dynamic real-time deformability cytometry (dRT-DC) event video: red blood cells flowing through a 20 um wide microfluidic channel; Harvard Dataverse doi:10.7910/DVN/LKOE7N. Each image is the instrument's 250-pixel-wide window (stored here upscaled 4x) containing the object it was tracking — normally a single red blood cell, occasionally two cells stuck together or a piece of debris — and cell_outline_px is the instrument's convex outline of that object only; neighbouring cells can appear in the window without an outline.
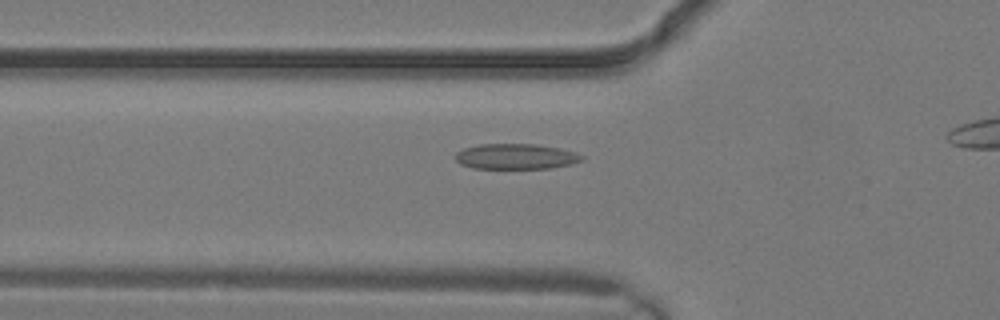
{"species": "common noctule bat (a hibernating species)", "species_latin": "Nyctalus noctula", "temperature_condition": "warm", "stored_images_in_passage": 5, "camera_frame_rate_fps": 3000, "um_per_image_px": 0.085, "animal": {"sex": "male", "body_mass_g": 19.2, "forearm_length_mm": 51.8}, "frame": {"image": 1, "passage_image": 4, "time_ms": 1.0, "image_size_px": [1000, 320], "cell_outline_px": [[584, 160], [572, 164], [552, 168], [472, 168], [460, 164], [456, 160], [456, 152], [464, 148], [480, 144], [536, 144], [560, 148], [584, 156]], "centroid_in_image_um": [43.85, 13.3], "position_along_channel_um": 81.9, "area_um2": 18.73}}